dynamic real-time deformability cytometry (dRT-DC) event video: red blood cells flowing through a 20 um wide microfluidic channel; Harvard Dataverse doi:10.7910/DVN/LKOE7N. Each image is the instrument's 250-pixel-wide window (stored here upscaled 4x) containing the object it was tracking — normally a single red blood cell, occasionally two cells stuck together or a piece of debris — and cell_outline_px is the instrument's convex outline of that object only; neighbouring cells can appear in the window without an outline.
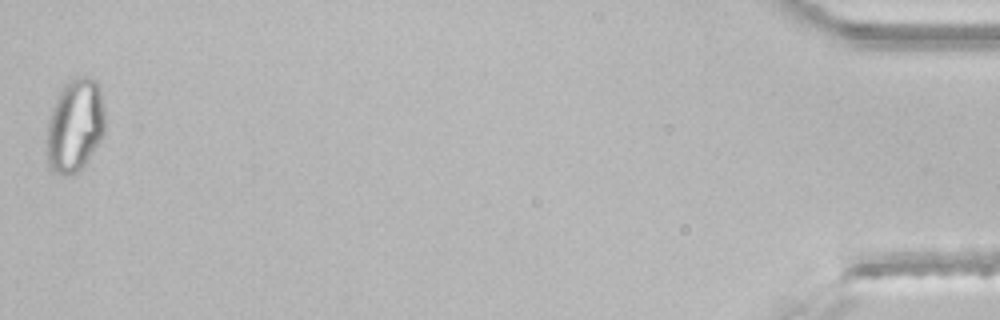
{"species": "common noctule bat (a hibernating species)", "species_latin": "Nyctalus noctula", "temperature_condition": "room temperature", "stored_images_in_passage": 37, "segment_of_instrument_passage": [2, 2], "camera_frame_rate_fps": 3000, "um_per_image_px": 0.085, "animal": {"sex": "male", "body_mass_g": 21.5, "forearm_length_mm": 52.0}, "frame": {"image": 1, "passage_image": 37, "time_ms": 12.0, "image_size_px": [1000, 320], "cell_outline_px": [[104, 132], [100, 140], [84, 164], [72, 176], [60, 176], [52, 172], [48, 164], [48, 120], [56, 96], [64, 84], [68, 80], [76, 76], [92, 76], [100, 84], [104, 108]], "centroid_in_image_um": [6.38, 10.62], "position_along_channel_um": 428.8, "area_um2": 31.91}}